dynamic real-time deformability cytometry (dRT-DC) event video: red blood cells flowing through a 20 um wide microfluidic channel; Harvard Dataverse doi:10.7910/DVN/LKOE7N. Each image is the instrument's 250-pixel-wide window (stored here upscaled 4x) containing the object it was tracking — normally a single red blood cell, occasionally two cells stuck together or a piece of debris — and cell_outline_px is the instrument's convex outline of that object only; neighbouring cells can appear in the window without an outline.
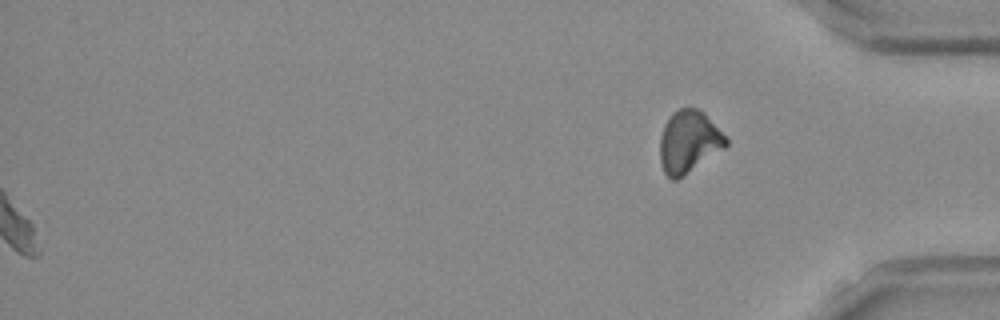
{"species": "Egyptian fruit bat (a non-hibernating species)", "species_latin": "Rousettus aegyptiacus", "temperature_condition": "room temperature", "stored_images_in_passage": 53, "segment_of_instrument_passage": [2, 2], "camera_frame_rate_fps": 3000, "um_per_image_px": 0.085, "frame": {"image": 1, "passage_image": 53, "time_ms": 17.333, "image_size_px": [1000, 320], "cell_outline_px": [[728, 144], [724, 148], [676, 180], [672, 180], [664, 172], [660, 160], [660, 136], [664, 124], [672, 112], [680, 108], [696, 108], [704, 112], [728, 140]], "centroid_in_image_um": [58.52, 12.03], "position_along_channel_um": 376.7, "area_um2": 23.64}}